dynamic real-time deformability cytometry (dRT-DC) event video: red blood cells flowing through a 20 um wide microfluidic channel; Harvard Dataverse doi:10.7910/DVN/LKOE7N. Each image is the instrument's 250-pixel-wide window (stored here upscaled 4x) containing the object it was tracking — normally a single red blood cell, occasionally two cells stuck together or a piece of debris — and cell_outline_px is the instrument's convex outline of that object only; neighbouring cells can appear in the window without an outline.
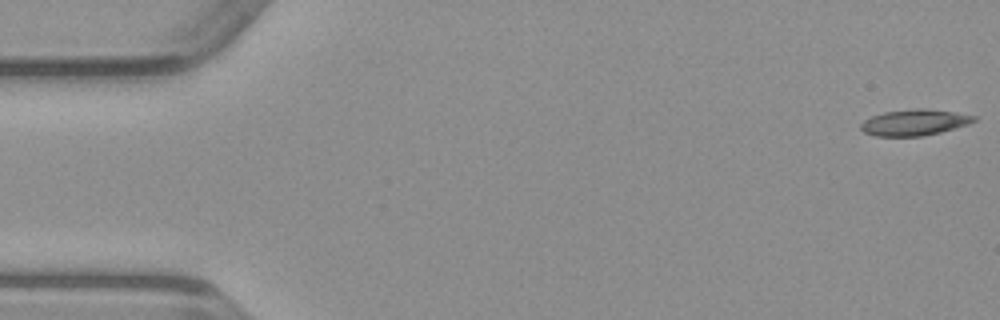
{"species": "common noctule bat (a hibernating species)", "species_latin": "Nyctalus noctula", "temperature_condition": "warm", "stored_images_in_passage": 49, "camera_frame_rate_fps": 3000, "um_per_image_px": 0.085, "animal": {"sex": "male", "body_mass_g": 23.1, "forearm_length_mm": 52.7}, "frame": {"image": 1, "passage_image": 1, "time_ms": 0.0, "image_size_px": [1000, 320], "cell_outline_px": [[976, 120], [968, 124], [940, 132], [920, 136], [876, 136], [864, 132], [860, 128], [860, 124], [864, 120], [872, 116], [884, 112], [916, 108], [924, 108], [956, 112], [976, 116]], "centroid_in_image_um": [77.71, 10.4], "position_along_channel_um": 7.3, "area_um2": 17.11}}
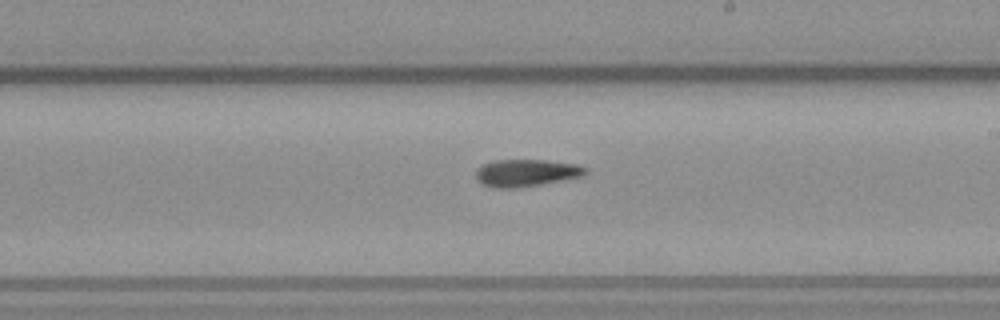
{"frame": {"image": 2, "passage_image": 28, "time_ms": 9.0, "image_size_px": [1000, 320], "cell_outline_px": [[588, 172], [584, 176], [516, 188], [500, 188], [484, 184], [476, 176], [476, 168], [492, 160], [544, 160], [580, 164], [588, 168]], "centroid_in_image_um": [44.79, 14.67], "position_along_channel_um": 244.2, "area_um2": 17.28}}
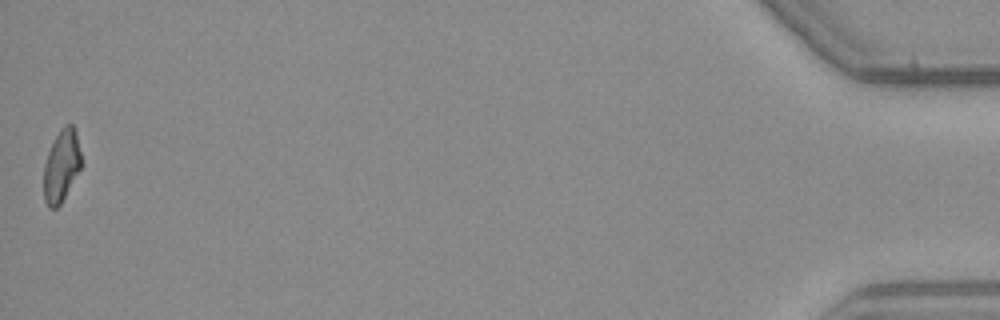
{"frame": {"image": 3, "passage_image": 49, "time_ms": 16.0, "image_size_px": [1000, 320], "cell_outline_px": [[80, 168], [60, 204], [56, 208], [48, 208], [44, 200], [44, 164], [48, 152], [60, 128], [64, 124], [72, 124], [76, 132], [80, 152]], "centroid_in_image_um": [5.2, 14.08], "position_along_channel_um": 430.0, "area_um2": 15.43}}